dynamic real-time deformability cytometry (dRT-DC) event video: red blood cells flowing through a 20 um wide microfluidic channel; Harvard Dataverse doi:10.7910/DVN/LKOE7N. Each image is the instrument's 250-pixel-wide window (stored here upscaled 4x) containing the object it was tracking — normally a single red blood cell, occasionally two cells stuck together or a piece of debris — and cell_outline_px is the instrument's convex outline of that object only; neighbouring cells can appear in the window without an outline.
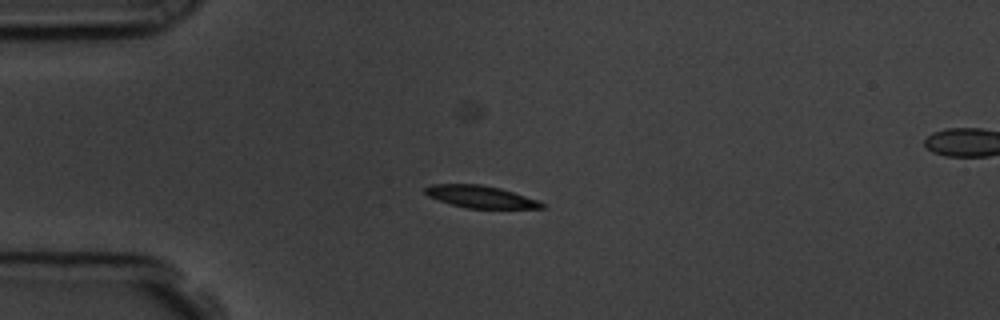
{"species": "common noctule bat (a hibernating species)", "species_latin": "Nyctalus noctula", "temperature_condition": "room temperature", "stored_images_in_passage": 45, "segment_of_instrument_passage": [1, 2], "camera_frame_rate_fps": 3000, "um_per_image_px": 0.085, "animal": {"sex": "male", "body_mass_g": 19.5, "forearm_length_mm": 54.6}, "frame": {"image": 1, "passage_image": 1, "time_ms": 0.0, "image_size_px": [1000, 320], "cell_outline_px": [[544, 208], [468, 208], [452, 204], [428, 196], [424, 192], [424, 188], [428, 184], [480, 184], [500, 188], [536, 200], [544, 204]], "centroid_in_image_um": [40.78, 16.71], "position_along_channel_um": 44.2, "area_um2": 14.8}}